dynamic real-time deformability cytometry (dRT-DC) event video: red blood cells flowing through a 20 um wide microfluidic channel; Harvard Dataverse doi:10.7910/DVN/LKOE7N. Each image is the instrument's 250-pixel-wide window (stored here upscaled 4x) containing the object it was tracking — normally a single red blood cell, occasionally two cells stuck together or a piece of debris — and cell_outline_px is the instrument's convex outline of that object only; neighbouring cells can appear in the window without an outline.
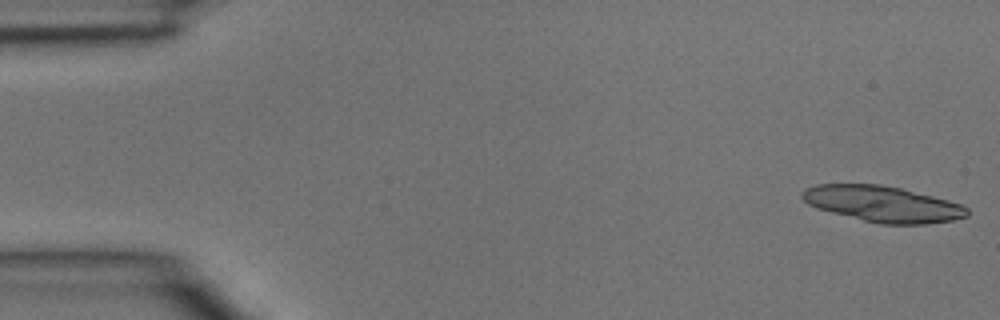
{"species": "common noctule bat (a hibernating species)", "species_latin": "Nyctalus noctula", "temperature_condition": "room temperature", "stored_images_in_passage": 4, "camera_frame_rate_fps": 3000, "um_per_image_px": 0.085, "animal": {"sex": "male", "body_mass_g": 15.6}, "frame": {"image": 1, "passage_image": 1, "time_ms": 0.0, "image_size_px": [1000, 320], "cell_outline_px": [[968, 216], [952, 220], [924, 224], [880, 224], [816, 208], [808, 204], [800, 196], [804, 188], [816, 184], [880, 184], [900, 188], [948, 200], [960, 204], [968, 208]], "centroid_in_image_um": [75.0, 17.33], "position_along_channel_um": 10.0, "area_um2": 34.33}}